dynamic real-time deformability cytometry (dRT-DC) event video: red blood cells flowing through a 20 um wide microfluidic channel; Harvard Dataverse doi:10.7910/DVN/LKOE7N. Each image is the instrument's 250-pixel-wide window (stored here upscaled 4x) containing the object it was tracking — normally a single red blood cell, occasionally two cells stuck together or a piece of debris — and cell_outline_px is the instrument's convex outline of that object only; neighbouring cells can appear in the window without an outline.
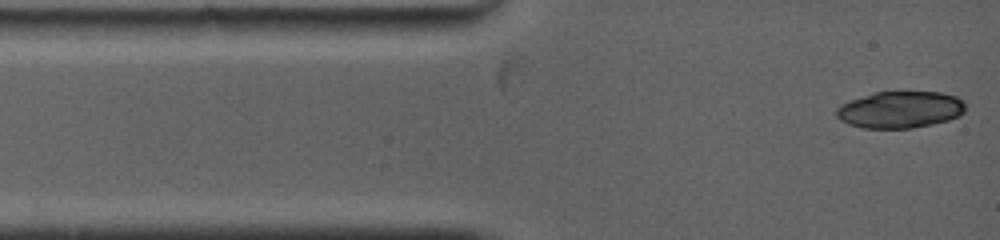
{"species": "common noctule bat (a hibernating species)", "species_latin": "Nyctalus noctula", "temperature_condition": "warm", "stored_images_in_passage": 2, "camera_frame_rate_fps": 5000, "um_per_image_px": 0.085, "animal": {"sex": "female", "body_mass_g": 19.0, "forearm_length_mm": 53.3}, "frame": {"image": 1, "passage_image": 1, "time_ms": 0.0, "image_size_px": [1000, 240], "cell_outline_px": [[964, 112], [960, 116], [948, 120], [932, 124], [912, 128], [864, 128], [848, 124], [840, 120], [836, 116], [836, 108], [852, 100], [876, 92], [944, 92], [956, 96], [964, 100]], "centroid_in_image_um": [76.55, 9.32], "position_along_channel_um": 8.4, "area_um2": 27.57}}